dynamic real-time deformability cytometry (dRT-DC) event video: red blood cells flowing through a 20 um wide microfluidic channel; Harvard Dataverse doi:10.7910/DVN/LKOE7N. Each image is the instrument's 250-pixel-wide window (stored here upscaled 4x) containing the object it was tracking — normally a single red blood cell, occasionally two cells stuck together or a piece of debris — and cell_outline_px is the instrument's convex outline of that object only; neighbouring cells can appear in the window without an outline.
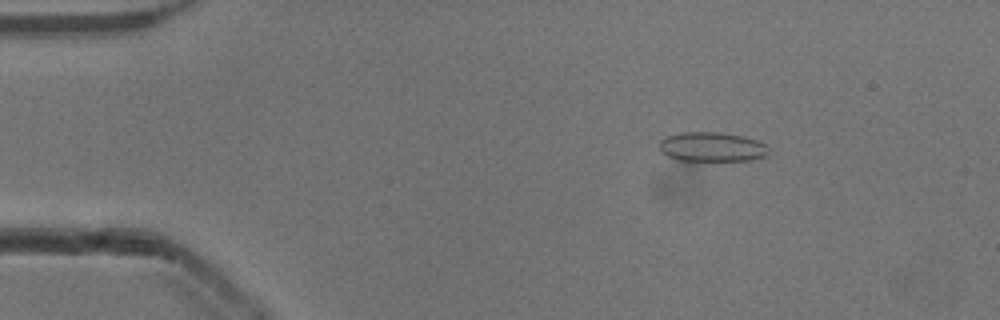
{"species": "common noctule bat (a hibernating species)", "species_latin": "Nyctalus noctula", "temperature_condition": "cold", "stored_images_in_passage": 32, "camera_frame_rate_fps": 3000, "um_per_image_px": 0.085, "animal": {"sex": "male", "body_mass_g": 13.3}, "frame": {"image": 1, "passage_image": 8, "time_ms": 2.333, "image_size_px": [1000, 320], "cell_outline_px": [[768, 152], [764, 156], [752, 160], [676, 160], [660, 152], [660, 140], [664, 136], [680, 132], [720, 132], [744, 136], [756, 140], [764, 144]], "centroid_in_image_um": [60.45, 12.47], "position_along_channel_um": 24.5, "area_um2": 18.73}}
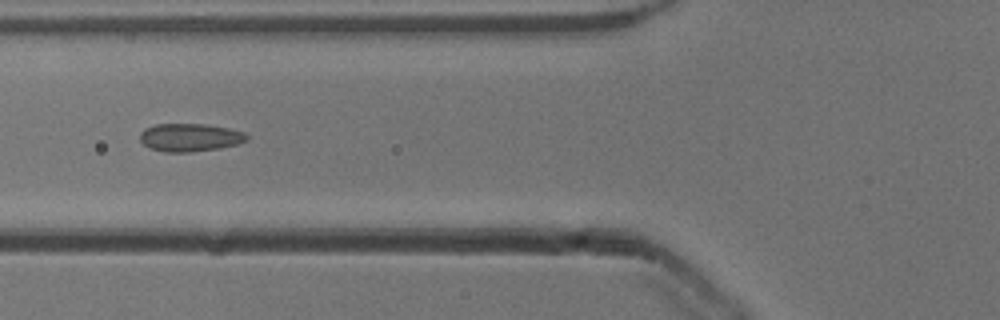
{"frame": {"image": 2, "passage_image": 20, "time_ms": 6.333, "image_size_px": [1000, 320], "cell_outline_px": [[248, 140], [236, 144], [220, 148], [192, 152], [164, 152], [148, 148], [140, 140], [140, 132], [144, 128], [156, 124], [204, 124], [228, 128], [244, 132], [248, 136]], "centroid_in_image_um": [16.12, 11.69], "position_along_channel_um": 109.7, "area_um2": 17.51}}
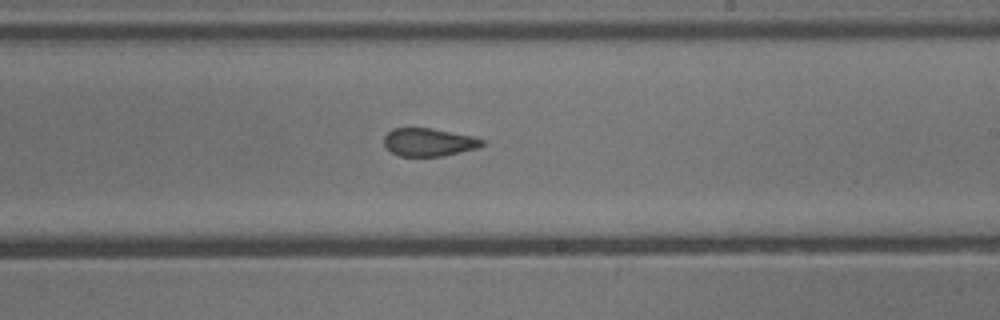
{"frame": {"image": 3, "passage_image": 31, "time_ms": 10.0, "image_size_px": [1000, 320], "cell_outline_px": [[484, 144], [480, 148], [444, 156], [400, 156], [392, 152], [384, 144], [384, 136], [392, 128], [432, 128], [472, 136], [484, 140]], "centroid_in_image_um": [36.47, 12.09], "position_along_channel_um": 252.5, "area_um2": 16.07}}